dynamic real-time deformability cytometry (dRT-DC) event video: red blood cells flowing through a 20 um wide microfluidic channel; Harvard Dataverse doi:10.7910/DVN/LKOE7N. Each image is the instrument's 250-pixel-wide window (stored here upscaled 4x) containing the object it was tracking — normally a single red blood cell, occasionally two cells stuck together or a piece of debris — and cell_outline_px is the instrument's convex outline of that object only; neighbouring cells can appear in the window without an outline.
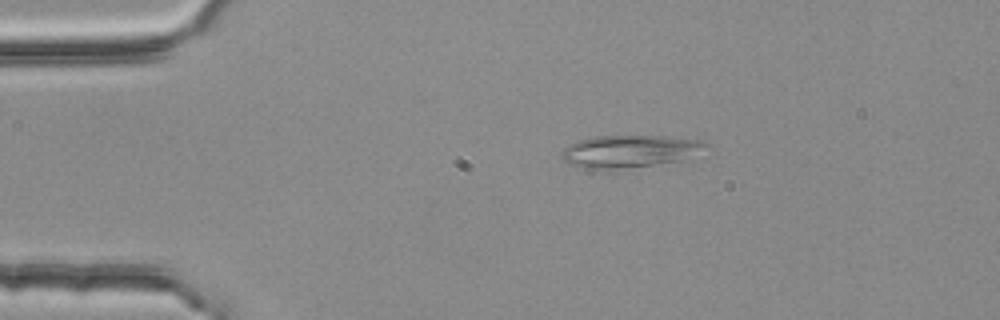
{"species": "common noctule bat (a hibernating species)", "species_latin": "Nyctalus noctula", "temperature_condition": "room temperature", "stored_images_in_passage": 4, "camera_frame_rate_fps": 3000, "um_per_image_px": 0.085, "animal": {"sex": "female", "body_mass_g": 25.1}, "frame": {"image": 1, "passage_image": 3, "time_ms": 0.667, "image_size_px": [1000, 320], "cell_outline_px": [[708, 144], [688, 160], [656, 164], [616, 168], [580, 168], [564, 160], [564, 148], [580, 140], [596, 136], [664, 136], [700, 140]], "centroid_in_image_um": [53.58, 12.85], "position_along_channel_um": 31.4, "area_um2": 26.53}}
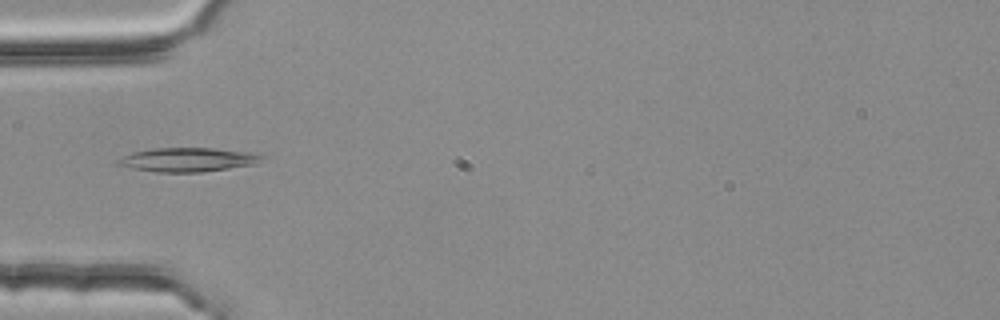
{"frame": {"image": 2, "passage_image": 4, "time_ms": 1.0, "image_size_px": [1000, 320], "cell_outline_px": [[268, 156], [256, 164], [200, 172], [156, 172], [132, 168], [116, 164], [112, 160], [132, 152], [152, 148], [212, 148], [248, 152]], "centroid_in_image_um": [15.92, 13.57], "position_along_channel_um": 69.1, "area_um2": 20.23}}